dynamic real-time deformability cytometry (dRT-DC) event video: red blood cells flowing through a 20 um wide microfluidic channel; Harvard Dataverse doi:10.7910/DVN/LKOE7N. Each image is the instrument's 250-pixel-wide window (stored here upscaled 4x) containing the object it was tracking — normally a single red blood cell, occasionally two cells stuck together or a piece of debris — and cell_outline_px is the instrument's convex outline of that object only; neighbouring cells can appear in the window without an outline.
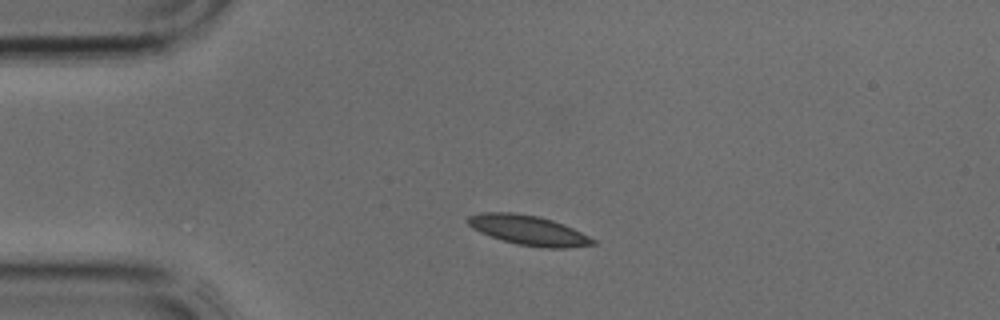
{"species": "common noctule bat (a hibernating species)", "species_latin": "Nyctalus noctula", "temperature_condition": "cold", "stored_images_in_passage": 31, "camera_frame_rate_fps": 3000, "um_per_image_px": 0.085, "animal": {"sex": "male", "body_mass_g": 17.9, "forearm_length_mm": 54.2}, "frame": {"image": 1, "passage_image": 1, "time_ms": 0.0, "image_size_px": [1000, 320], "cell_outline_px": [[596, 244], [564, 248], [544, 248], [516, 244], [480, 232], [472, 228], [468, 224], [468, 216], [480, 212], [512, 212], [540, 216], [564, 224], [596, 240]], "centroid_in_image_um": [44.91, 19.56], "position_along_channel_um": 40.1, "area_um2": 21.56}}
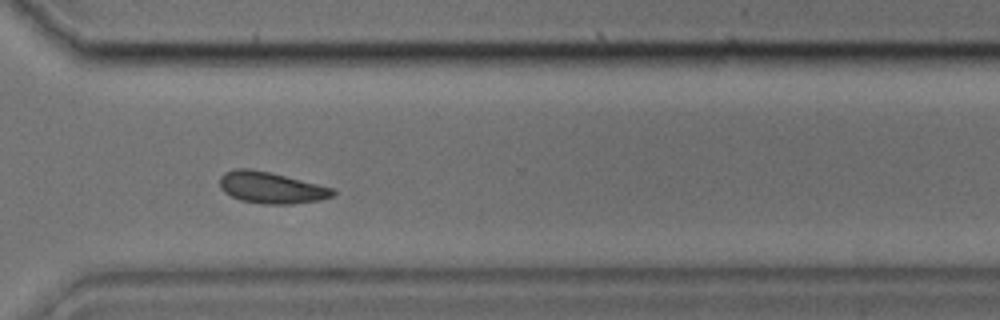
{"frame": {"image": 2, "passage_image": 21, "time_ms": 6.667, "image_size_px": [1000, 320], "cell_outline_px": [[336, 192], [332, 196], [320, 200], [292, 204], [264, 204], [240, 200], [224, 192], [220, 188], [220, 176], [224, 172], [236, 168], [248, 168], [268, 172], [332, 188]], "centroid_in_image_um": [23.0, 15.96], "position_along_channel_um": 347.6, "area_um2": 20.46}}
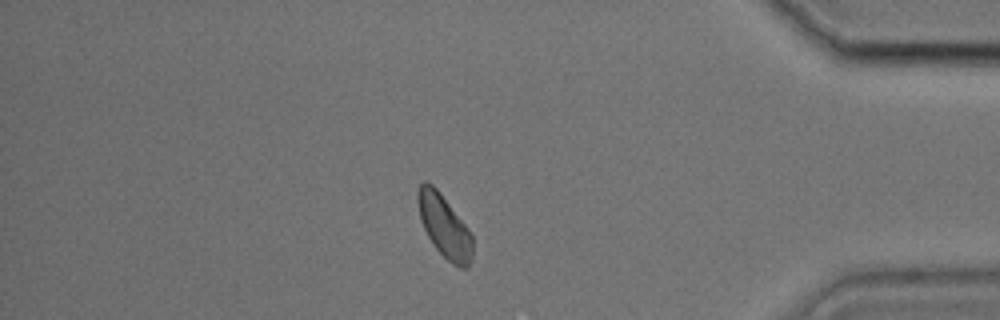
{"frame": {"image": 3, "passage_image": 26, "time_ms": 8.333, "image_size_px": [1000, 320], "cell_outline_px": [[472, 260], [468, 268], [460, 268], [452, 264], [432, 244], [420, 220], [416, 200], [416, 192], [420, 184], [424, 180], [432, 184], [440, 192], [468, 228], [472, 236]], "centroid_in_image_um": [37.75, 19.21], "position_along_channel_um": 397.5, "area_um2": 20.11}}